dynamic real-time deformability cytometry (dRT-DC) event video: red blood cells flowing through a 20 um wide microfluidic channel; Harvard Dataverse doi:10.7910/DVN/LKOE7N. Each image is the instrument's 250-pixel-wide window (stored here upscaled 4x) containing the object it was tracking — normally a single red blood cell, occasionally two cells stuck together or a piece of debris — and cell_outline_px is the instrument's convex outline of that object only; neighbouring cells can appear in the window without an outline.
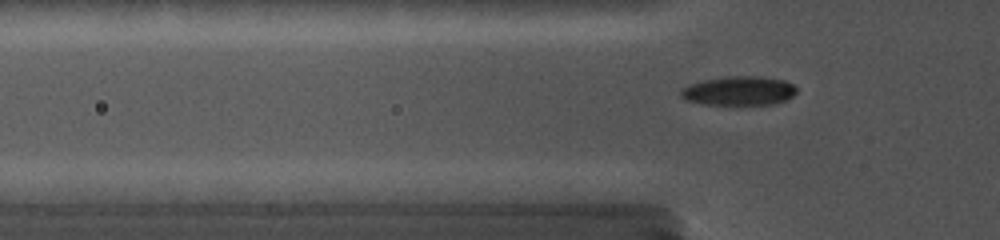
{"species": "common noctule bat (a hibernating species)", "species_latin": "Nyctalus noctula", "temperature_condition": "cold", "stored_images_in_passage": 102, "camera_frame_rate_fps": 5000, "um_per_image_px": 0.085, "animal": {"sex": "female", "body_mass_g": 19.0, "forearm_length_mm": 56.7}, "frame": {"image": 1, "passage_image": 28, "time_ms": 4.0, "image_size_px": [1000, 240], "cell_outline_px": [[796, 92], [788, 100], [776, 104], [704, 104], [688, 100], [680, 96], [680, 88], [688, 84], [704, 80], [724, 76], [760, 76], [784, 80], [792, 84], [796, 88]], "centroid_in_image_um": [62.81, 7.71], "position_along_channel_um": 63.0, "area_um2": 19.71}}
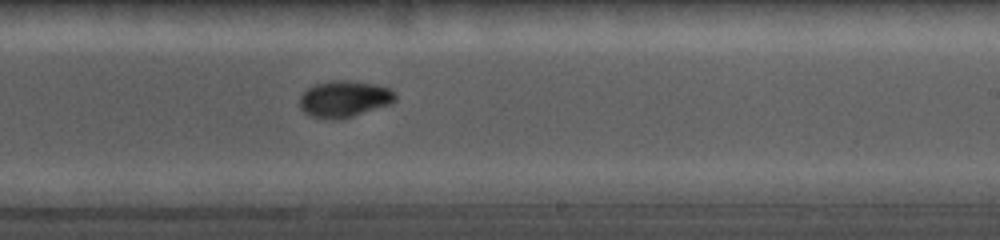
{"frame": {"image": 2, "passage_image": 64, "time_ms": 9.2, "image_size_px": [1000, 240], "cell_outline_px": [[396, 100], [388, 104], [340, 120], [332, 120], [312, 116], [304, 112], [300, 108], [300, 96], [308, 88], [316, 84], [336, 80], [344, 80], [376, 84], [388, 88], [396, 92]], "centroid_in_image_um": [29.25, 8.41], "position_along_channel_um": 259.7, "area_um2": 20.11}}
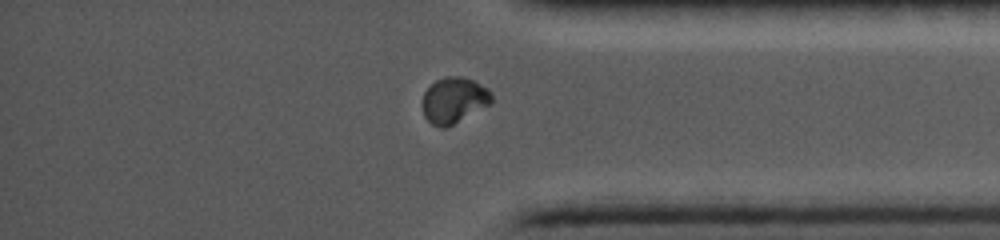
{"frame": {"image": 3, "passage_image": 89, "time_ms": 12.8, "image_size_px": [1000, 240], "cell_outline_px": [[492, 104], [444, 128], [440, 128], [432, 124], [424, 116], [420, 104], [424, 92], [436, 80], [444, 76], [460, 76], [472, 80], [488, 88], [492, 96]], "centroid_in_image_um": [38.56, 8.51], "position_along_channel_um": 396.6, "area_um2": 18.61}}